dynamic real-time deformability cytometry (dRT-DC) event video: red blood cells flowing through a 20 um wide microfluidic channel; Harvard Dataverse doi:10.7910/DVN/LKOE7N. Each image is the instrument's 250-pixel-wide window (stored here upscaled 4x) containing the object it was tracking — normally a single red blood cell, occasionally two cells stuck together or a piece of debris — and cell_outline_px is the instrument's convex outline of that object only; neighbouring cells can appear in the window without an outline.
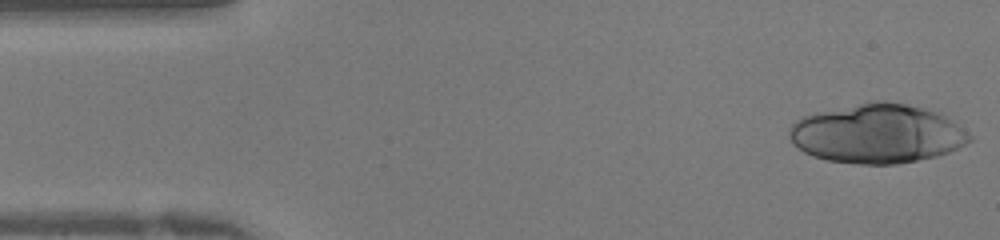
{"species": "human", "species_latin": "Homo sapiens", "temperature_condition": "warm", "stored_images_in_passage": 40, "camera_frame_rate_fps": 3000, "um_per_image_px": 0.085, "donor": {"sex": "female"}, "frame": {"image": 1, "passage_image": 1, "time_ms": 0.0, "image_size_px": [1000, 240], "cell_outline_px": [[972, 140], [948, 152], [936, 156], [896, 164], [860, 164], [828, 160], [812, 156], [804, 152], [792, 144], [788, 136], [788, 128], [800, 116], [816, 112], [872, 100], [884, 100], [908, 104], [944, 112], [972, 136]], "centroid_in_image_um": [74.55, 11.33], "position_along_channel_um": 10.4, "area_um2": 62.89}}
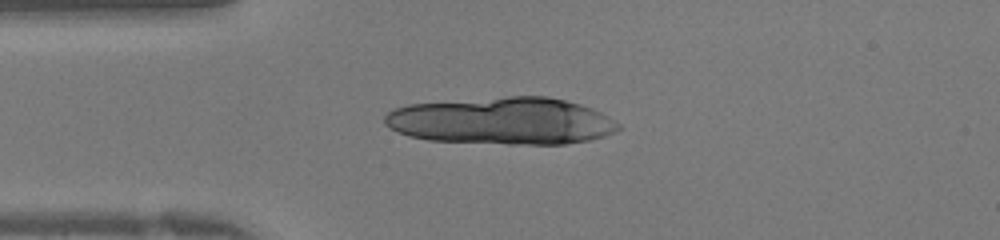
{"frame": {"image": 2, "passage_image": 9, "time_ms": 2.667, "image_size_px": [1000, 240], "cell_outline_px": [[620, 128], [616, 132], [604, 136], [588, 140], [564, 144], [508, 144], [428, 140], [408, 136], [388, 128], [384, 124], [384, 116], [392, 108], [408, 104], [508, 96], [548, 96], [580, 104], [592, 108], [600, 112], [620, 124]], "centroid_in_image_um": [42.64, 10.28], "position_along_channel_um": 42.4, "area_um2": 64.5}}